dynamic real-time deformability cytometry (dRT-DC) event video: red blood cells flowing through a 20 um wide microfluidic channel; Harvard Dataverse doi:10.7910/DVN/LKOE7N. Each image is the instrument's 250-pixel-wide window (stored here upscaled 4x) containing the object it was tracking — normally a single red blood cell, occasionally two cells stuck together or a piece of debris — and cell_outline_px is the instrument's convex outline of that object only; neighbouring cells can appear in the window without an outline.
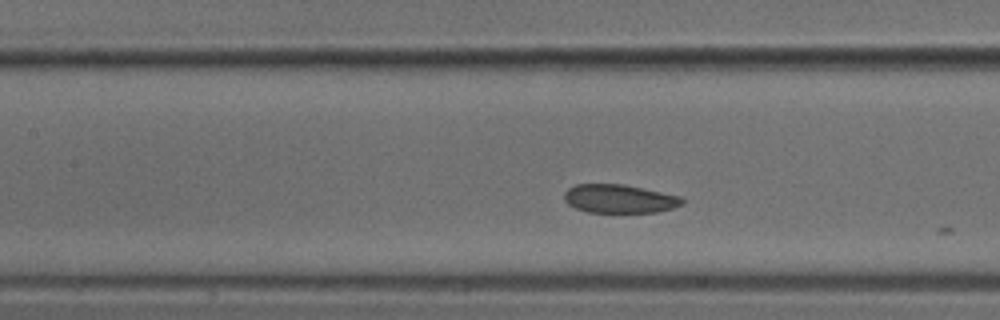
{"species": "common noctule bat (a hibernating species)", "species_latin": "Nyctalus noctula", "temperature_condition": "cold", "stored_images_in_passage": 12, "camera_frame_rate_fps": 3000, "um_per_image_px": 0.085, "animal": {"sex": "male", "body_mass_g": 18.8}, "frame": {"image": 1, "passage_image": 9, "time_ms": 2.667, "image_size_px": [1000, 320], "cell_outline_px": [[684, 204], [672, 208], [656, 212], [588, 212], [576, 208], [568, 204], [564, 200], [564, 192], [568, 188], [576, 184], [620, 184], [680, 196], [684, 200]], "centroid_in_image_um": [52.62, 16.9], "position_along_channel_um": 154.8, "area_um2": 19.42}}